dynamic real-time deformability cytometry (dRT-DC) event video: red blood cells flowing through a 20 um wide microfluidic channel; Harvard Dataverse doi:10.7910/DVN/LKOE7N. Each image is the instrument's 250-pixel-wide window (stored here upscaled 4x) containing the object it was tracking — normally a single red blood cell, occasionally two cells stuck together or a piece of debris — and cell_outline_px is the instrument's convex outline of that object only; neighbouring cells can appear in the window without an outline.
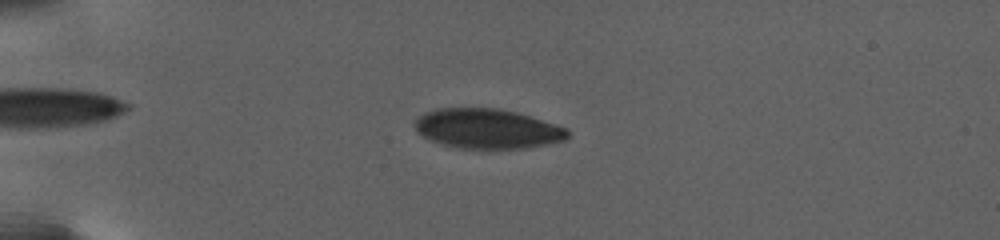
{"species": "human", "species_latin": "Homo sapiens", "temperature_condition": "warm", "stored_images_in_passage": 33, "camera_frame_rate_fps": 3000, "um_per_image_px": 0.085, "donor": {"sex": "female"}, "frame": {"image": 1, "passage_image": 7, "time_ms": 5.667, "image_size_px": [1000, 240], "cell_outline_px": [[568, 140], [528, 148], [460, 148], [428, 140], [416, 132], [412, 124], [424, 112], [436, 108], [496, 108], [516, 112], [568, 128]], "centroid_in_image_um": [41.4, 10.94], "position_along_channel_um": 43.6, "area_um2": 35.55}}
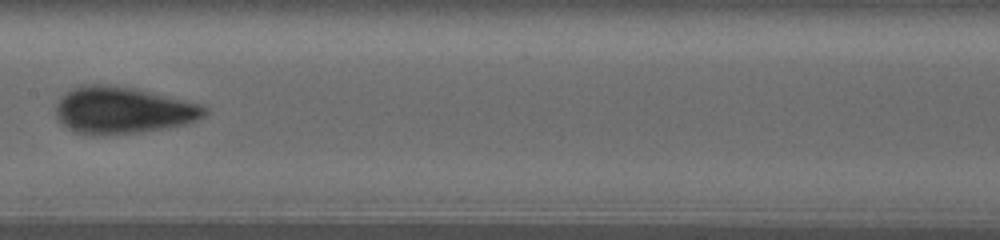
{"frame": {"image": 2, "passage_image": 17, "time_ms": 13.0, "image_size_px": [1000, 240], "cell_outline_px": [[208, 112], [204, 116], [188, 124], [140, 132], [104, 136], [92, 136], [76, 132], [68, 128], [56, 116], [56, 104], [60, 96], [84, 84], [100, 84], [132, 88], [200, 104], [208, 108]], "centroid_in_image_um": [10.43, 9.4], "position_along_channel_um": 197.0, "area_um2": 40.4}}
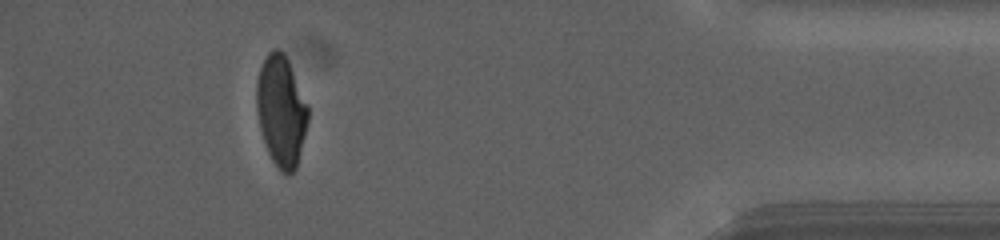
{"frame": {"image": 3, "passage_image": 30, "time_ms": 22.667, "image_size_px": [1000, 240], "cell_outline_px": [[308, 120], [296, 168], [288, 176], [272, 160], [268, 152], [260, 128], [256, 108], [256, 80], [260, 68], [268, 52], [272, 48], [280, 48], [284, 52], [288, 60], [308, 104]], "centroid_in_image_um": [23.89, 9.37], "position_along_channel_um": 411.3, "area_um2": 33.12}, "authors_computed_cell_mechanics": {"area_um2": 36.4718, "velocity_mm_per_s": 2.6776, "shape_relaxation_time_tau1_ms": 6.4345, "shape_relaxation_time_tau2_ms": 0.9375, "deformation_change_tau1": 0.191, "deformation_change_tau2": 0.0449}}